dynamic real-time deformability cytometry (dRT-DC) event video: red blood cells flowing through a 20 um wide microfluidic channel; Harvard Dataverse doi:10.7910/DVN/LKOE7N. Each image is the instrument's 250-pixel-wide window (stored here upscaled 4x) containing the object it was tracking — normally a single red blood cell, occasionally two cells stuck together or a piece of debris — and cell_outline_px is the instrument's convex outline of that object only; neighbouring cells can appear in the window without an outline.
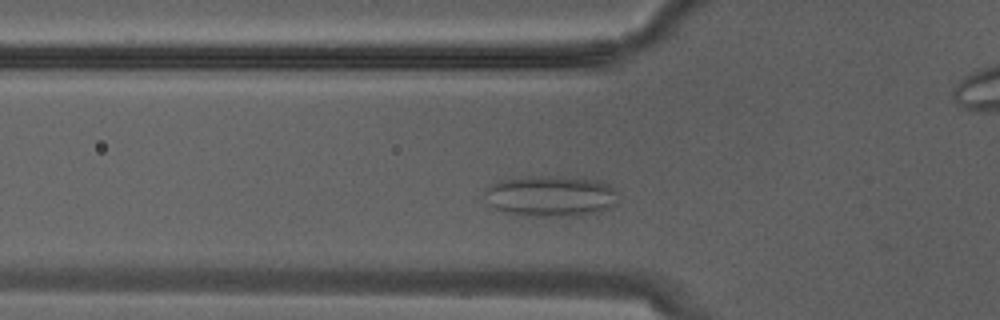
{"species": "Egyptian fruit bat (a non-hibernating species)", "species_latin": "Rousettus aegyptiacus", "temperature_condition": "warm", "stored_images_in_passage": 11, "camera_frame_rate_fps": 3000, "um_per_image_px": 0.085, "animal": {"sex": "male"}, "frame": {"image": 1, "passage_image": 4, "time_ms": 1.0, "image_size_px": [1000, 320], "cell_outline_px": [[620, 192], [616, 208], [576, 216], [524, 216], [504, 212], [496, 208], [492, 204], [484, 192], [484, 188], [500, 180], [524, 176], [576, 176], [600, 180], [616, 188]], "centroid_in_image_um": [46.93, 16.65], "position_along_channel_um": 78.9, "area_um2": 32.77}}
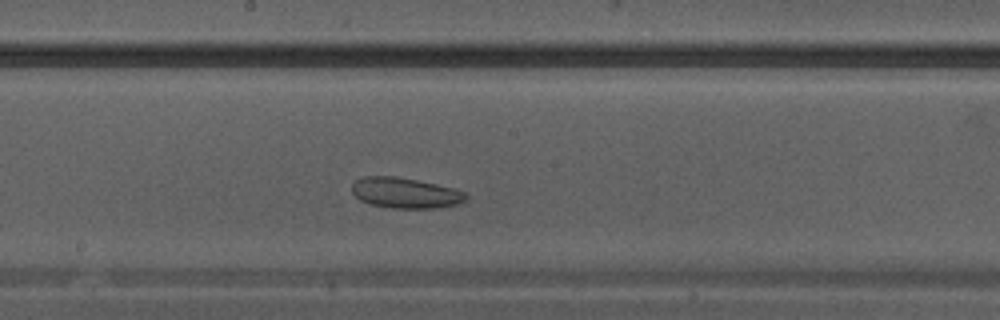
{"frame": {"image": 2, "passage_image": 10, "time_ms": 3.0, "image_size_px": [1000, 320], "cell_outline_px": [[468, 200], [464, 204], [440, 208], [392, 208], [372, 204], [360, 200], [352, 192], [352, 184], [356, 180], [364, 176], [396, 176], [436, 184], [452, 188], [464, 192], [468, 196]], "centroid_in_image_um": [34.51, 16.41], "position_along_channel_um": 213.7, "area_um2": 20.46}}